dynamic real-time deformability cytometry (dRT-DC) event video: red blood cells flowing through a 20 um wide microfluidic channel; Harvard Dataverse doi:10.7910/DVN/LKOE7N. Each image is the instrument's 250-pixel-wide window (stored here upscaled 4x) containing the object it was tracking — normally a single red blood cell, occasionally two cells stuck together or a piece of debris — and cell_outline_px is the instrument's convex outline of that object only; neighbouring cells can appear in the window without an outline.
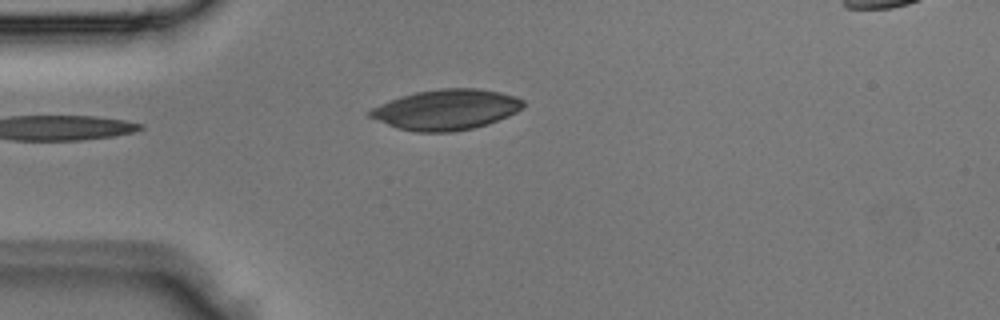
{"species": "Egyptian fruit bat (a non-hibernating species)", "species_latin": "Rousettus aegyptiacus", "temperature_condition": "room temperature", "stored_images_in_passage": 3, "camera_frame_rate_fps": 3000, "um_per_image_px": 0.085, "animal": {"sex": "male"}, "frame": {"image": 1, "passage_image": 3, "time_ms": 0.667, "image_size_px": [1000, 320], "cell_outline_px": [[524, 108], [508, 116], [488, 124], [472, 128], [452, 132], [416, 132], [396, 128], [368, 116], [368, 112], [372, 108], [380, 104], [416, 92], [440, 88], [476, 88], [500, 92], [516, 96], [524, 100]], "centroid_in_image_um": [37.97, 9.32], "position_along_channel_um": 47.0, "area_um2": 36.01}}